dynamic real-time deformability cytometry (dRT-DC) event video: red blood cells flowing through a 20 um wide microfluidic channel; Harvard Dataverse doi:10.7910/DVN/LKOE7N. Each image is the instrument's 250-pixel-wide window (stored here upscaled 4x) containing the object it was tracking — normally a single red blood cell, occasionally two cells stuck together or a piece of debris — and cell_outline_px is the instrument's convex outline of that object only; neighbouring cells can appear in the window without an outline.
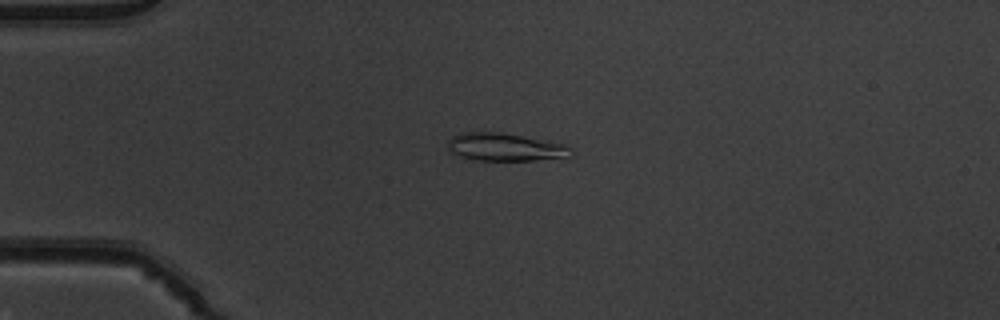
{"species": "common noctule bat (a hibernating species)", "species_latin": "Nyctalus noctula", "temperature_condition": "warm", "stored_images_in_passage": 47, "camera_frame_rate_fps": 3000, "um_per_image_px": 0.085, "animal": {"sex": "male", "body_mass_g": 19.5, "forearm_length_mm": 54.6}, "frame": {"image": 1, "passage_image": 8, "time_ms": 2.333, "image_size_px": [1000, 320], "cell_outline_px": [[572, 156], [532, 160], [476, 160], [460, 156], [452, 152], [448, 148], [448, 140], [452, 136], [460, 132], [496, 132], [548, 140], [564, 144], [572, 148]], "centroid_in_image_um": [42.94, 12.49], "position_along_channel_um": 42.1, "area_um2": 19.88}}
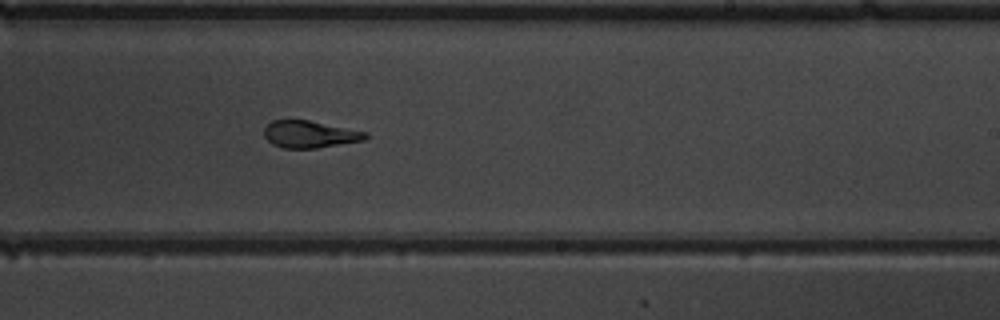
{"frame": {"image": 2, "passage_image": 27, "time_ms": 8.667, "image_size_px": [1000, 320], "cell_outline_px": [[368, 136], [364, 140], [316, 148], [284, 148], [272, 144], [264, 136], [264, 128], [272, 120], [288, 116], [368, 132]], "centroid_in_image_um": [26.26, 11.37], "position_along_channel_um": 262.7, "area_um2": 16.42}}
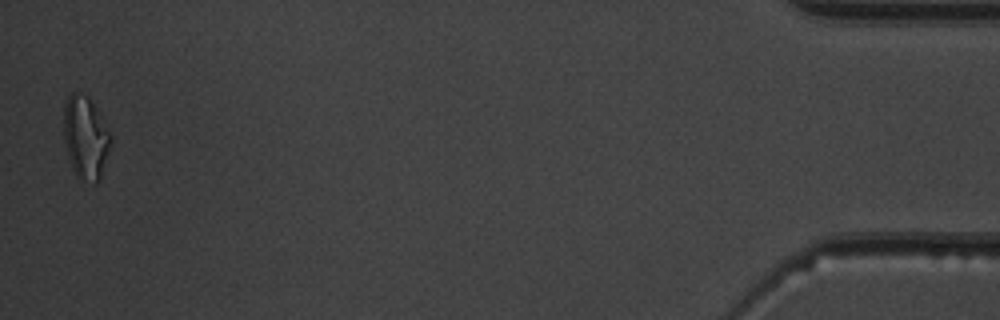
{"frame": {"image": 3, "passage_image": 46, "time_ms": 15.0, "image_size_px": [1000, 320], "cell_outline_px": [[112, 144], [100, 180], [96, 184], [84, 180], [76, 176], [72, 168], [68, 156], [64, 136], [64, 104], [68, 96], [72, 92], [80, 92], [88, 96], [96, 108], [112, 136]], "centroid_in_image_um": [7.29, 11.7], "position_along_channel_um": 427.9, "area_um2": 22.89}, "authors_computed_cell_mechanics": {"area_um2": 16.9932, "velocity_mm_per_s": 3.9548, "shape_relaxation_time_tau1_ms": null, "shape_relaxation_time_tau2_ms": 1.9013, "deformation_change_tau1": null, "deformation_change_tau2": 0.082}}